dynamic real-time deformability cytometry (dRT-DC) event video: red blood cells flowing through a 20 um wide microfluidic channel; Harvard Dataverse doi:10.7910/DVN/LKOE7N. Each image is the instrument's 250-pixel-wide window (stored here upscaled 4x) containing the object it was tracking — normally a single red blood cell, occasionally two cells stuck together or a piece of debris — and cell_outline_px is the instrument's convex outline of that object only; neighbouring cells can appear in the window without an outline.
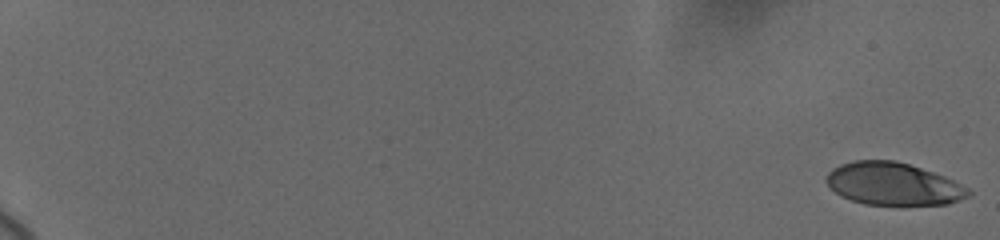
{"species": "human", "species_latin": "Homo sapiens", "temperature_condition": "cold", "stored_images_in_passage": 13, "camera_frame_rate_fps": 3000, "um_per_image_px": 0.085, "donor": {"sex": "female"}, "frame": {"image": 1, "passage_image": 1, "time_ms": 0.0, "image_size_px": [1000, 240], "cell_outline_px": [[972, 196], [948, 204], [864, 204], [840, 196], [824, 180], [828, 172], [832, 168], [840, 164], [852, 160], [896, 160], [944, 176], [968, 188], [972, 192]], "centroid_in_image_um": [75.91, 15.62], "position_along_channel_um": 9.1, "area_um2": 35.08}}